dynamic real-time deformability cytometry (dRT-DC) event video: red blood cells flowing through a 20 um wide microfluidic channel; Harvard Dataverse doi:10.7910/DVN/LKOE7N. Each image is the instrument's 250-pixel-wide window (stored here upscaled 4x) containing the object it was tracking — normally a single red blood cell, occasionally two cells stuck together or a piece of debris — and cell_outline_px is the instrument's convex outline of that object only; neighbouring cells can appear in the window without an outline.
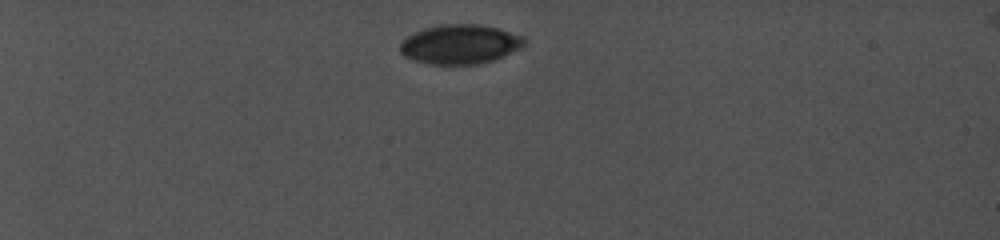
{"species": "common noctule bat (a hibernating species)", "species_latin": "Nyctalus noctula", "temperature_condition": "cold", "stored_images_in_passage": 9, "camera_frame_rate_fps": 5000, "um_per_image_px": 0.085, "animal": {"sex": "female", "body_mass_g": 19.0, "forearm_length_mm": 56.7}, "frame": {"image": 1, "passage_image": 1, "time_ms": 0.0, "image_size_px": [1000, 240], "cell_outline_px": [[524, 44], [492, 60], [480, 64], [428, 64], [404, 56], [400, 52], [400, 44], [408, 36], [424, 28], [440, 24], [480, 24], [496, 28], [508, 32], [524, 40]], "centroid_in_image_um": [39.0, 3.76], "position_along_channel_um": 46.0, "area_um2": 27.69}}
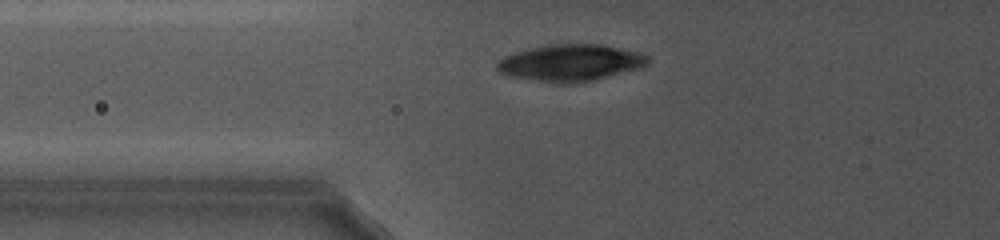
{"frame": {"image": 2, "passage_image": 7, "time_ms": 3.0, "image_size_px": [1000, 240], "cell_outline_px": [[648, 64], [640, 68], [592, 80], [536, 80], [508, 76], [500, 72], [496, 68], [496, 64], [504, 56], [516, 52], [532, 48], [552, 44], [604, 44], [640, 52], [648, 56]], "centroid_in_image_um": [48.53, 5.28], "position_along_channel_um": 77.3, "area_um2": 31.21}}